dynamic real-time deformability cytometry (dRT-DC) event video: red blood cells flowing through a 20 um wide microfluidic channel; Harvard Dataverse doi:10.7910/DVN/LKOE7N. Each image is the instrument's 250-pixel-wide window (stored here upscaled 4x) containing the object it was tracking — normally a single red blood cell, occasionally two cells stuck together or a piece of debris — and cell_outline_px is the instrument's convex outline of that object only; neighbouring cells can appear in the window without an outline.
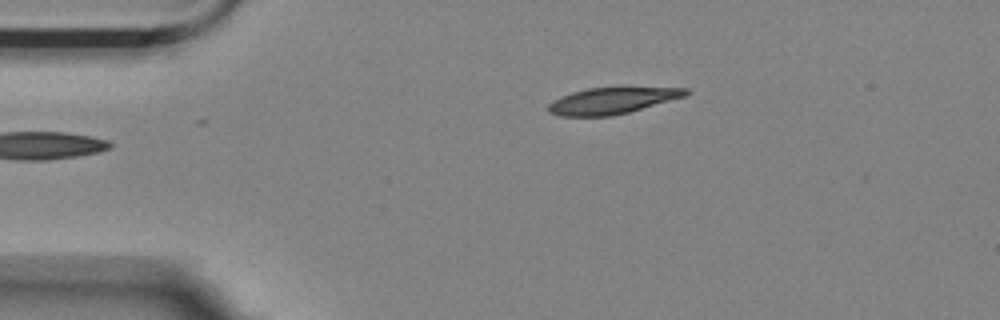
{"species": "Egyptian fruit bat (a non-hibernating species)", "species_latin": "Rousettus aegyptiacus", "temperature_condition": "room temperature", "stored_images_in_passage": 13, "camera_frame_rate_fps": 3000, "um_per_image_px": 0.085, "animal": {"sex": "female"}, "frame": {"image": 1, "passage_image": 1, "time_ms": 0.0, "image_size_px": [1000, 320], "cell_outline_px": [[692, 92], [684, 96], [628, 112], [612, 116], [560, 116], [548, 112], [548, 104], [552, 100], [560, 96], [572, 92], [588, 88], [620, 84], [624, 84], [688, 88]], "centroid_in_image_um": [52.08, 8.48], "position_along_channel_um": 32.9, "area_um2": 22.31}}
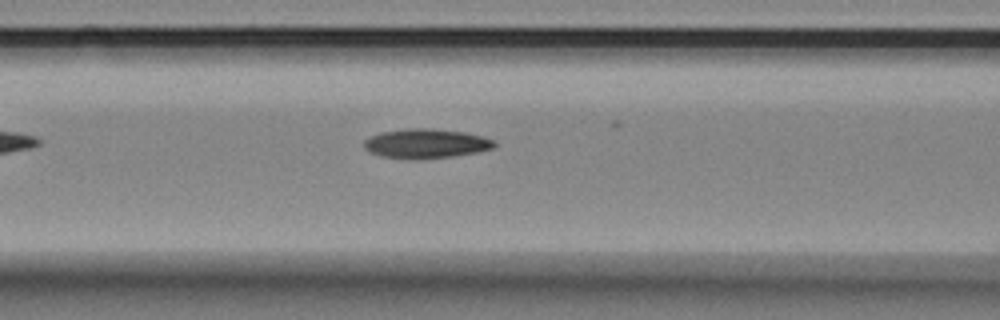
{"frame": {"image": 2, "passage_image": 5, "time_ms": 1.333, "image_size_px": [1000, 320], "cell_outline_px": [[496, 144], [492, 148], [476, 152], [452, 156], [412, 160], [408, 160], [384, 156], [372, 152], [364, 148], [364, 140], [380, 132], [404, 128], [432, 128], [464, 132], [484, 136], [496, 140]], "centroid_in_image_um": [36.22, 12.19], "position_along_channel_um": 130.4, "area_um2": 22.43}}
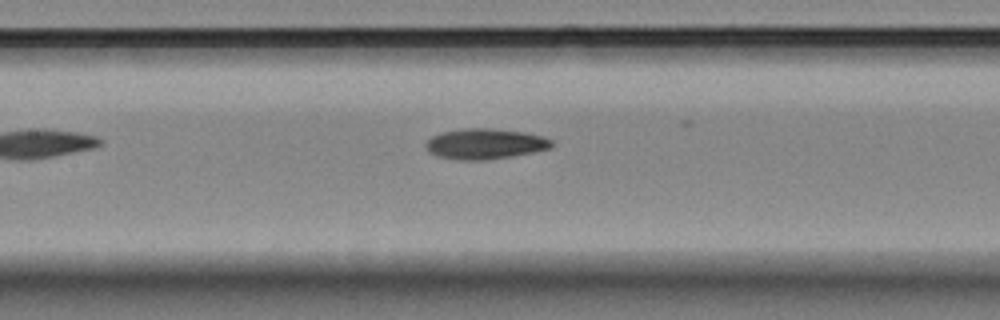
{"frame": {"image": 3, "passage_image": 8, "time_ms": 2.333, "image_size_px": [1000, 320], "cell_outline_px": [[552, 144], [548, 148], [532, 152], [484, 160], [456, 160], [440, 156], [432, 152], [424, 144], [432, 136], [440, 132], [464, 128], [492, 128], [524, 132], [544, 136], [552, 140]], "centroid_in_image_um": [41.22, 12.21], "position_along_channel_um": 166.2, "area_um2": 22.08}}